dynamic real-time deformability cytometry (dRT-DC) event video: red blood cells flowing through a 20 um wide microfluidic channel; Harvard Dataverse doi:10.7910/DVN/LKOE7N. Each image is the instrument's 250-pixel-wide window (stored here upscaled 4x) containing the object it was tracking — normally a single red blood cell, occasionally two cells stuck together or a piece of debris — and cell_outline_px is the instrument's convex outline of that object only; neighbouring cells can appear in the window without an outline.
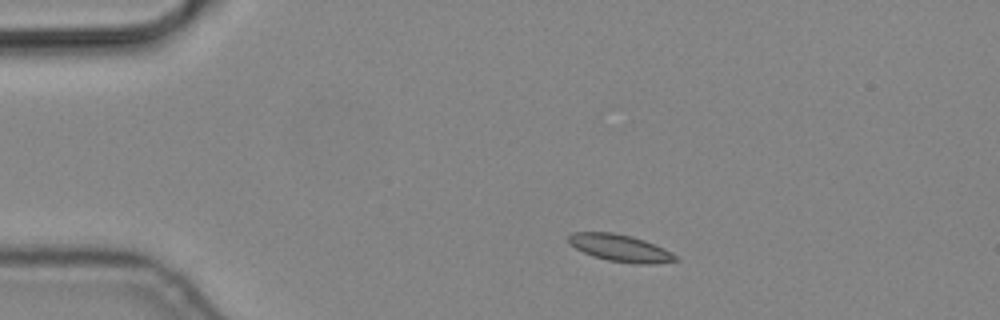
{"species": "common noctule bat (a hibernating species)", "species_latin": "Nyctalus noctula", "temperature_condition": "cold", "stored_images_in_passage": 4, "camera_frame_rate_fps": 3000, "um_per_image_px": 0.085, "animal": {"sex": "male", "body_mass_g": 19.2, "forearm_length_mm": 51.8}, "frame": {"image": 1, "passage_image": 1, "time_ms": 0.0, "image_size_px": [1000, 320], "cell_outline_px": [[680, 260], [652, 264], [636, 264], [608, 260], [592, 256], [576, 248], [568, 240], [568, 236], [572, 232], [612, 232], [632, 236], [644, 240], [664, 248], [672, 252]], "centroid_in_image_um": [52.74, 21.08], "position_along_channel_um": 32.3, "area_um2": 16.82}}
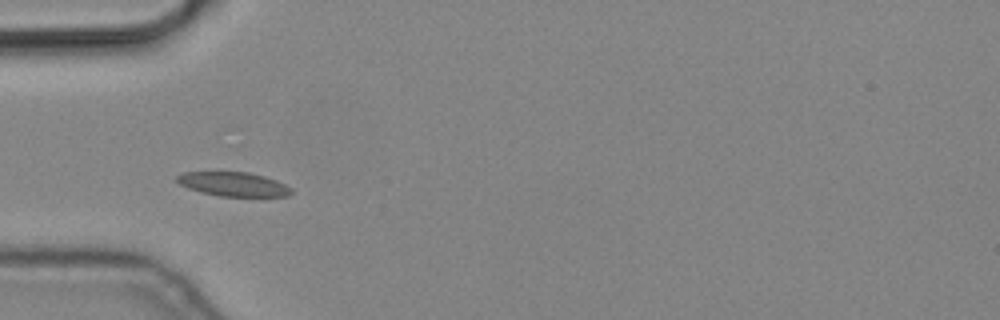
{"frame": {"image": 2, "passage_image": 3, "time_ms": 0.667, "image_size_px": [1000, 320], "cell_outline_px": [[292, 192], [288, 196], [220, 196], [200, 192], [188, 188], [180, 184], [176, 180], [176, 176], [184, 172], [248, 172], [264, 176], [276, 180], [292, 188]], "centroid_in_image_um": [19.83, 15.65], "position_along_channel_um": 65.2, "area_um2": 16.01}}
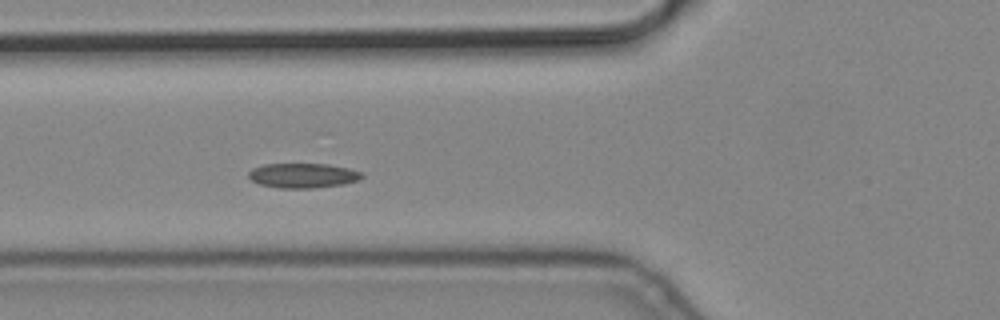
{"frame": {"image": 3, "passage_image": 4, "time_ms": 1.0, "image_size_px": [1000, 320], "cell_outline_px": [[364, 176], [360, 180], [344, 184], [312, 188], [276, 188], [260, 184], [252, 180], [248, 176], [248, 172], [252, 168], [264, 164], [328, 164], [348, 168], [364, 172]], "centroid_in_image_um": [25.78, 14.92], "position_along_channel_um": 100.0, "area_um2": 16.47}}